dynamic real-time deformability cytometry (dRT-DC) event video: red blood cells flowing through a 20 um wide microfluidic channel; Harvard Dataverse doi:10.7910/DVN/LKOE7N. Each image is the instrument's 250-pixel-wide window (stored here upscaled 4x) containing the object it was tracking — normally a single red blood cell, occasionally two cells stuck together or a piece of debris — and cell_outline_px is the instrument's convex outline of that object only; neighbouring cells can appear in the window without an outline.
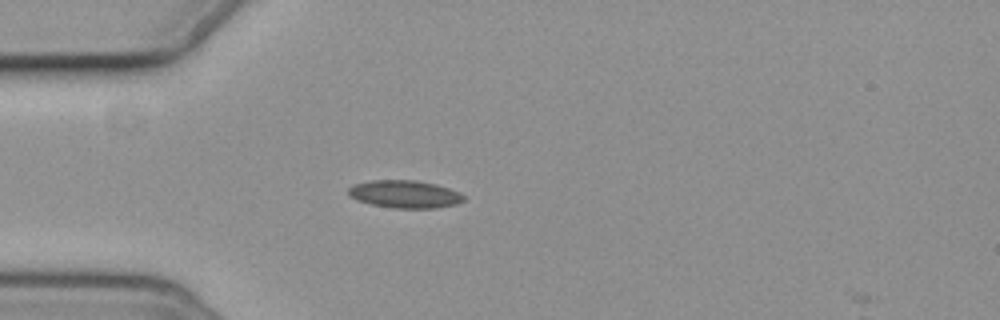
{"species": "common noctule bat (a hibernating species)", "species_latin": "Nyctalus noctula", "temperature_condition": "cold", "stored_images_in_passage": 6, "camera_frame_rate_fps": 3000, "um_per_image_px": 0.085, "animal": {"sex": "female", "body_mass_g": 19.3, "forearm_length_mm": 54.1}, "frame": {"image": 1, "passage_image": 5, "time_ms": 5.0, "image_size_px": [1000, 320], "cell_outline_px": [[464, 200], [456, 204], [436, 208], [392, 208], [372, 204], [356, 200], [348, 196], [348, 188], [356, 184], [372, 180], [416, 180], [436, 184], [460, 192], [464, 196]], "centroid_in_image_um": [34.4, 16.5], "position_along_channel_um": 50.6, "area_um2": 18.61}}